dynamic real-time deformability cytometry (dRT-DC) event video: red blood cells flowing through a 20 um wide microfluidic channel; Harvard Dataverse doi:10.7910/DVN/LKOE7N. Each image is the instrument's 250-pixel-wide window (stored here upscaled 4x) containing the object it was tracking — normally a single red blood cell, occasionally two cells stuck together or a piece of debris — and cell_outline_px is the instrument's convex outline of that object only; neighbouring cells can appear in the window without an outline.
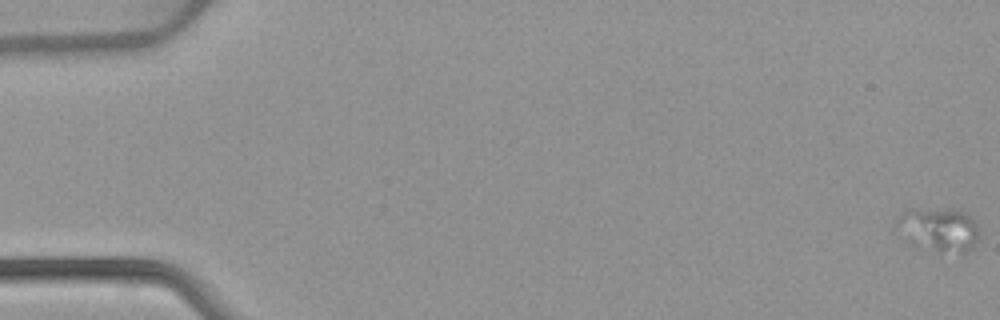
{"species": "common noctule bat (a hibernating species)", "species_latin": "Nyctalus noctula", "temperature_condition": "warm", "stored_images_in_passage": 55, "camera_frame_rate_fps": 3000, "um_per_image_px": 0.085, "animal": {"sex": "female", "body_mass_g": 22.7, "forearm_length_mm": 54.2}, "frame": {"image": 1, "passage_image": 1, "time_ms": 0.0, "image_size_px": [1000, 320], "cell_outline_px": [[980, 236], [972, 248], [964, 256], [960, 256], [912, 248], [904, 240], [896, 224], [896, 216], [904, 208], [960, 208], [968, 212], [976, 220], [980, 232]], "centroid_in_image_um": [79.8, 19.53], "position_along_channel_um": 5.2, "area_um2": 23.29}}
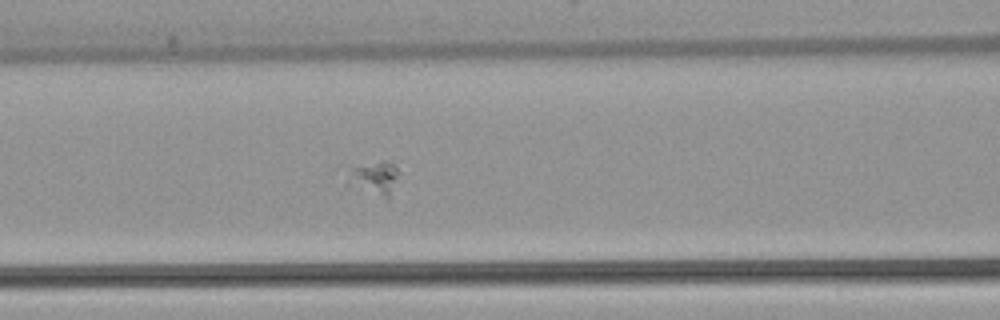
{"frame": {"image": 2, "passage_image": 24, "time_ms": 7.667, "image_size_px": [1000, 320], "cell_outline_px": [[396, 176], [388, 200], [384, 200], [352, 180], [336, 168], [340, 164], [384, 160], [388, 160], [396, 168]], "centroid_in_image_um": [31.63, 14.96], "position_along_channel_um": 135.0, "area_um2": 10.29}}
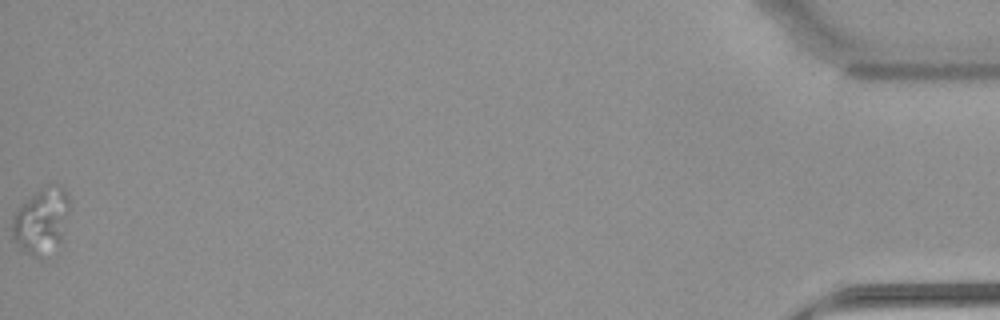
{"frame": {"image": 3, "passage_image": 55, "time_ms": 18.0, "image_size_px": [1000, 320], "cell_outline_px": [[68, 212], [60, 240], [48, 260], [40, 260], [32, 256], [20, 248], [16, 244], [12, 236], [12, 216], [20, 204], [36, 192], [52, 184], [60, 184], [68, 192]], "centroid_in_image_um": [3.49, 18.83], "position_along_channel_um": 431.7, "area_um2": 22.31}}